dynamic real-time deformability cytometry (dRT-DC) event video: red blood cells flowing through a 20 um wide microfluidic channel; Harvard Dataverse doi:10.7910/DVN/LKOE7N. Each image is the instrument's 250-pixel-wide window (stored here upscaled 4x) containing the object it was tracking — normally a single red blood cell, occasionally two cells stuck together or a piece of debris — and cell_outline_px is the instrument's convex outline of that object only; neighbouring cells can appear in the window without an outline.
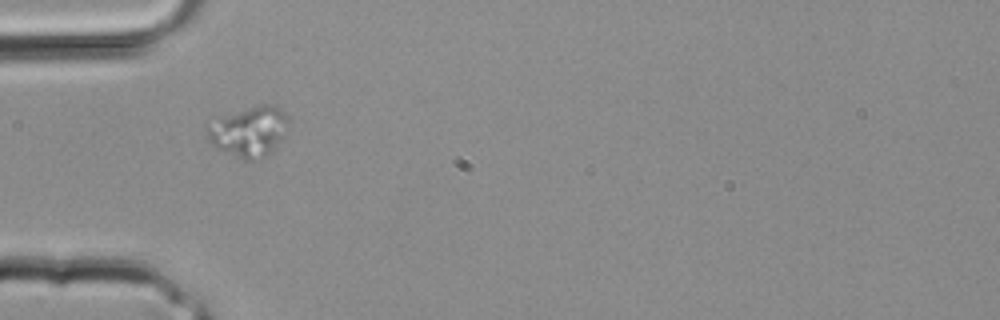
{"species": "common noctule bat (a hibernating species)", "species_latin": "Nyctalus noctula", "temperature_condition": "room temperature", "stored_images_in_passage": 33, "camera_frame_rate_fps": 3000, "um_per_image_px": 0.085, "animal": {"sex": "male", "body_mass_g": 20.4}, "frame": {"image": 1, "passage_image": 9, "time_ms": 2.667, "image_size_px": [1000, 320], "cell_outline_px": [[288, 120], [284, 136], [268, 152], [252, 160], [244, 160], [212, 144], [208, 140], [208, 128], [216, 116], [260, 104], [276, 104], [288, 116]], "centroid_in_image_um": [21.16, 11.1], "position_along_channel_um": 63.8, "area_um2": 23.29}}
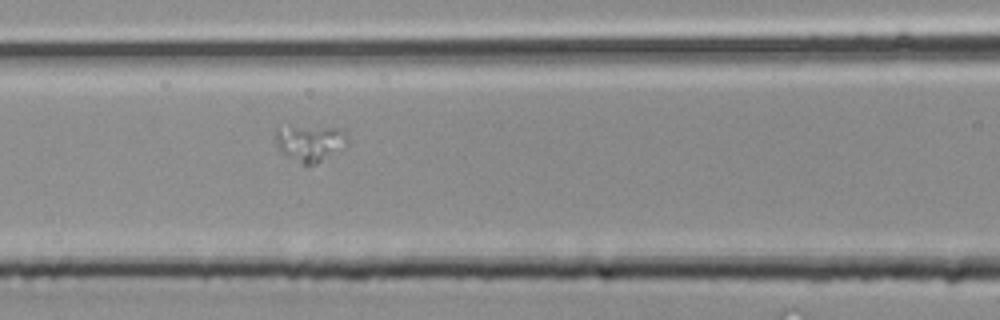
{"frame": {"image": 2, "passage_image": 13, "time_ms": 4.0, "image_size_px": [1000, 320], "cell_outline_px": [[348, 144], [316, 164], [308, 168], [280, 152], [276, 140], [276, 128], [288, 124], [292, 124], [344, 128], [348, 136]], "centroid_in_image_um": [26.35, 12.11], "position_along_channel_um": 140.2, "area_um2": 16.13}}
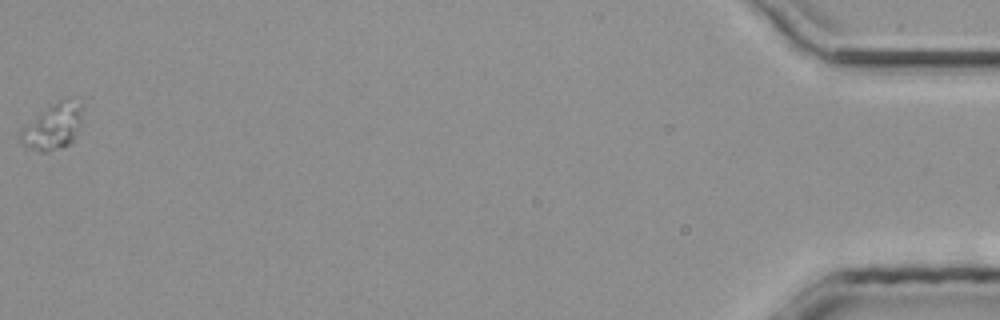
{"frame": {"image": 3, "passage_image": 33, "time_ms": 10.667, "image_size_px": [1000, 320], "cell_outline_px": [[80, 124], [72, 140], [68, 144], [60, 148], [44, 152], [40, 152], [24, 144], [20, 140], [20, 136], [40, 112], [56, 100], [60, 100], [80, 108]], "centroid_in_image_um": [4.48, 10.82], "position_along_channel_um": 430.7, "area_um2": 15.03}}